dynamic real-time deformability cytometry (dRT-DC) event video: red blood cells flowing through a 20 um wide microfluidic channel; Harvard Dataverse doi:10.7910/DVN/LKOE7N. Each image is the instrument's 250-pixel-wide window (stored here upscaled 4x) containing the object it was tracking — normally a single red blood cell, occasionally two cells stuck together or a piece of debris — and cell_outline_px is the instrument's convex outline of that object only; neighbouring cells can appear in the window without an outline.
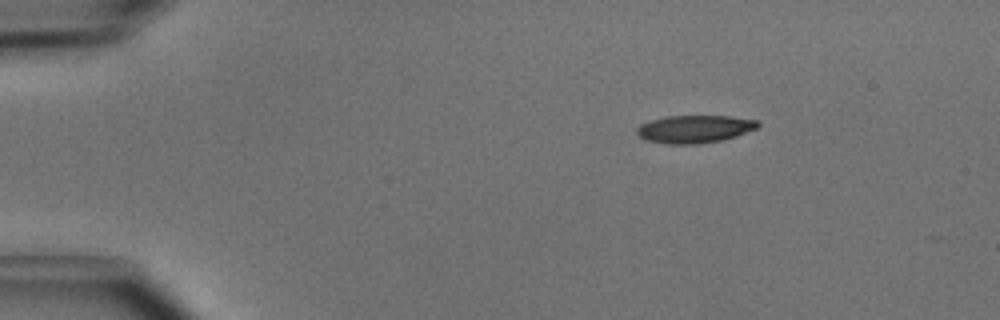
{"species": "common noctule bat (a hibernating species)", "species_latin": "Nyctalus noctula", "temperature_condition": "cold", "stored_images_in_passage": 3, "camera_frame_rate_fps": 3000, "um_per_image_px": 0.085, "animal": {"sex": "male", "body_mass_g": 15.6}, "frame": {"image": 1, "passage_image": 1, "time_ms": 0.0, "image_size_px": [1000, 320], "cell_outline_px": [[760, 124], [756, 128], [736, 136], [724, 140], [696, 144], [664, 144], [644, 140], [636, 132], [636, 128], [640, 124], [652, 120], [668, 116], [728, 116], [756, 120]], "centroid_in_image_um": [59.0, 10.98], "position_along_channel_um": 26.0, "area_um2": 19.54}}